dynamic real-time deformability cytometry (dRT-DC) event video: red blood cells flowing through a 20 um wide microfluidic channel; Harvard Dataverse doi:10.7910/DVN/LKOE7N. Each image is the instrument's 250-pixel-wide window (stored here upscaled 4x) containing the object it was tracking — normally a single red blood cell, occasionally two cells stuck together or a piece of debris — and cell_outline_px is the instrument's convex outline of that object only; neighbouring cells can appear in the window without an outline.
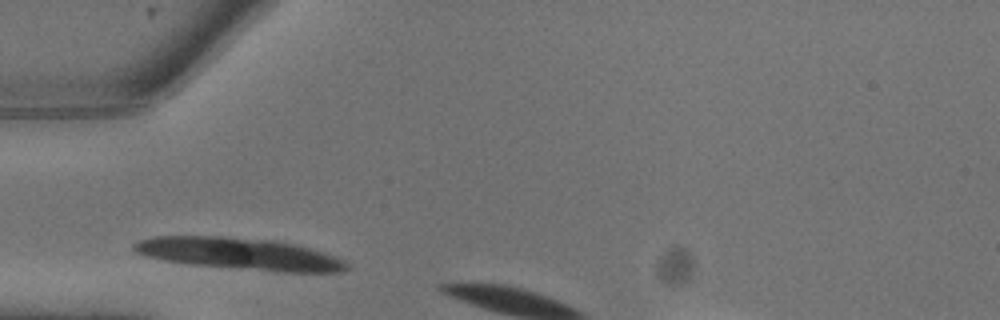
{"species": "common noctule bat (a hibernating species)", "species_latin": "Nyctalus noctula", "temperature_condition": "warm", "stored_images_in_passage": 3, "camera_frame_rate_fps": 3000, "um_per_image_px": 0.085, "animal": {"sex": "male", "body_mass_g": 13.3}, "frame": {"image": 1, "passage_image": 2, "time_ms": 0.333, "image_size_px": [1000, 320], "cell_outline_px": [[348, 268], [344, 272], [280, 272], [192, 264], [164, 260], [148, 256], [136, 252], [132, 248], [132, 244], [140, 240], [152, 236], [220, 236], [272, 240], [292, 244], [308, 248], [344, 260], [348, 264]], "centroid_in_image_um": [20.33, 21.57], "position_along_channel_um": 64.7, "area_um2": 39.02}}